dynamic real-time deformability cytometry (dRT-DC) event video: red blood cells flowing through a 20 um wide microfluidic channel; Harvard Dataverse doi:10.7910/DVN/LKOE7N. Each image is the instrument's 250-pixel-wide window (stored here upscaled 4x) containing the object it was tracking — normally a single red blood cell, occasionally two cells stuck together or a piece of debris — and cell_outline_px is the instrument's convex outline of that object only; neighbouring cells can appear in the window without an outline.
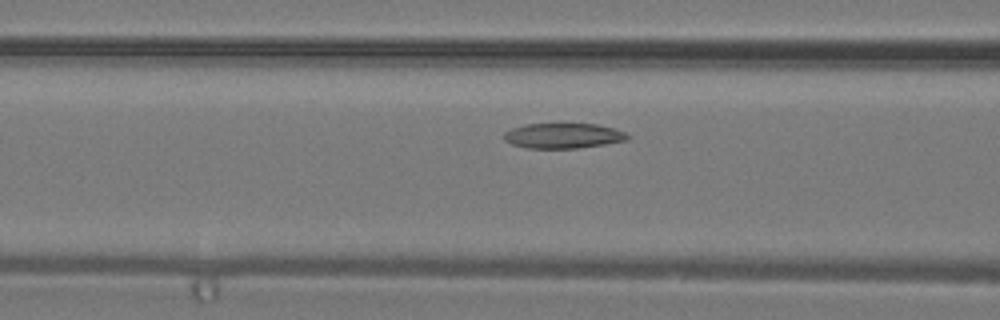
{"species": "common noctule bat (a hibernating species)", "species_latin": "Nyctalus noctula", "temperature_condition": "warm", "stored_images_in_passage": 31, "camera_frame_rate_fps": 3000, "um_per_image_px": 0.085, "animal": {"sex": "male", "body_mass_g": 19.2, "forearm_length_mm": 51.8}, "frame": {"image": 1, "passage_image": 12, "time_ms": 3.667, "image_size_px": [1000, 320], "cell_outline_px": [[632, 136], [628, 140], [604, 144], [576, 148], [528, 148], [512, 144], [504, 140], [504, 132], [512, 128], [524, 124], [596, 124], [612, 128], [624, 132]], "centroid_in_image_um": [47.87, 11.54], "position_along_channel_um": 118.7, "area_um2": 18.03}}
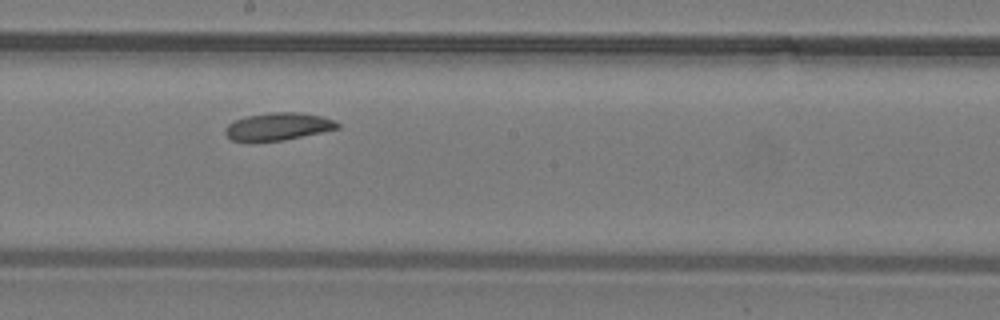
{"frame": {"image": 2, "passage_image": 18, "time_ms": 5.667, "image_size_px": [1000, 320], "cell_outline_px": [[340, 128], [284, 140], [232, 140], [224, 132], [224, 128], [228, 124], [244, 116], [272, 112], [300, 112], [320, 116], [336, 120], [340, 124]], "centroid_in_image_um": [23.67, 10.73], "position_along_channel_um": 224.5, "area_um2": 17.8}}
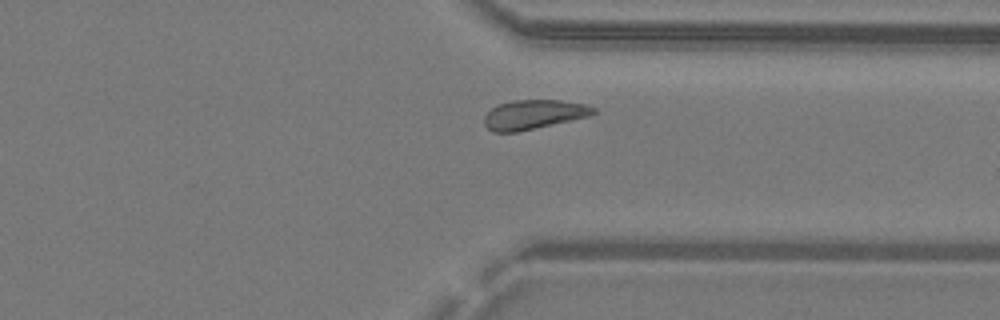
{"frame": {"image": 3, "passage_image": 26, "time_ms": 8.333, "image_size_px": [1000, 320], "cell_outline_px": [[596, 112], [588, 116], [516, 132], [492, 132], [484, 124], [484, 116], [492, 108], [500, 104], [512, 100], [560, 100], [584, 104], [596, 108]], "centroid_in_image_um": [45.33, 9.73], "position_along_channel_um": 366.1, "area_um2": 18.38}}